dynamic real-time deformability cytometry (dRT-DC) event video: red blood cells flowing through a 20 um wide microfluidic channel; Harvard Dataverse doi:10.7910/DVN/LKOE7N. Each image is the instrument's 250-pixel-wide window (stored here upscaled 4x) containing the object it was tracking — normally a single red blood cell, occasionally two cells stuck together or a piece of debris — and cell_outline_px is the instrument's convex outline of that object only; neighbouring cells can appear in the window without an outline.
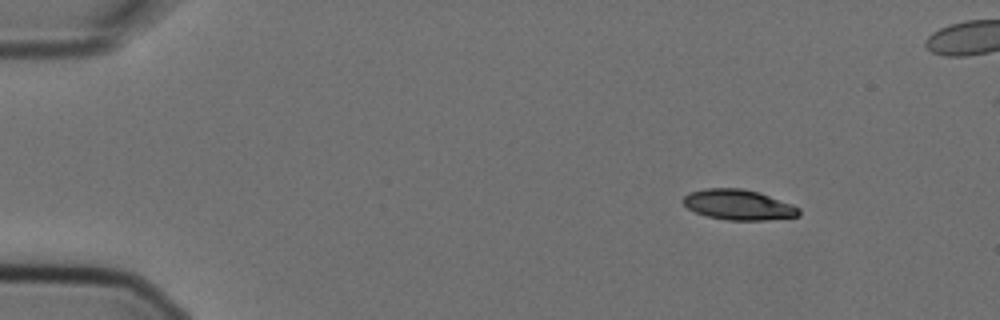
{"species": "Egyptian fruit bat (a non-hibernating species)", "species_latin": "Rousettus aegyptiacus", "temperature_condition": "cold", "stored_images_in_passage": 7, "camera_frame_rate_fps": 3000, "um_per_image_px": 0.085, "animal": {"sex": "female"}, "frame": {"image": 1, "passage_image": 1, "time_ms": 0.0, "image_size_px": [1000, 320], "cell_outline_px": [[800, 216], [768, 220], [724, 220], [708, 216], [696, 212], [688, 208], [680, 200], [688, 192], [704, 188], [740, 188], [760, 192], [792, 204], [800, 208]], "centroid_in_image_um": [62.77, 17.4], "position_along_channel_um": 22.2, "area_um2": 20.69}}
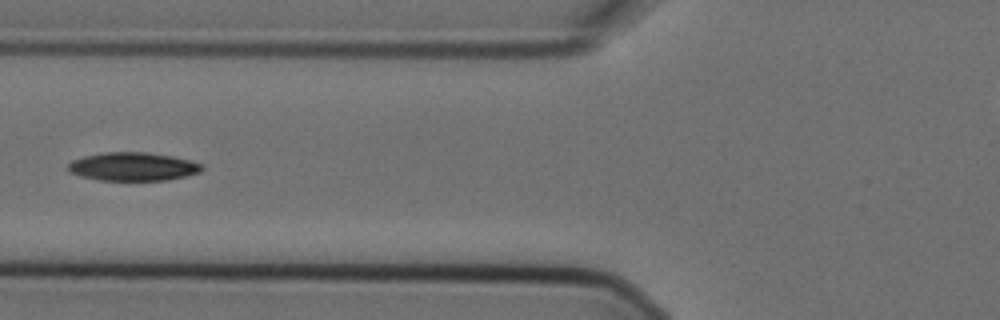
{"frame": {"image": 2, "passage_image": 5, "time_ms": 1.333, "image_size_px": [1000, 320], "cell_outline_px": [[204, 168], [200, 172], [168, 180], [100, 180], [80, 176], [72, 172], [68, 168], [68, 164], [72, 160], [84, 156], [104, 152], [148, 152], [172, 156], [204, 164]], "centroid_in_image_um": [11.32, 14.15], "position_along_channel_um": 114.5, "area_um2": 22.08}}
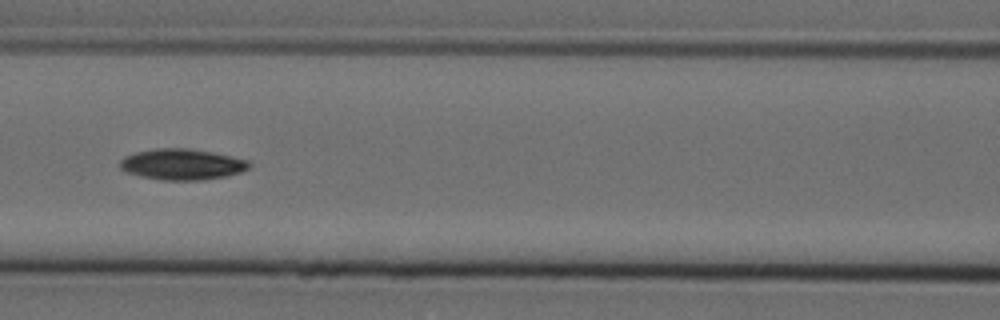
{"frame": {"image": 3, "passage_image": 6, "time_ms": 1.667, "image_size_px": [1000, 320], "cell_outline_px": [[252, 164], [248, 168], [240, 172], [224, 176], [200, 180], [164, 180], [140, 176], [124, 172], [120, 168], [120, 160], [124, 156], [136, 152], [156, 148], [188, 148], [212, 152], [248, 160]], "centroid_in_image_um": [15.44, 13.96], "position_along_channel_um": 151.2, "area_um2": 23.24}}